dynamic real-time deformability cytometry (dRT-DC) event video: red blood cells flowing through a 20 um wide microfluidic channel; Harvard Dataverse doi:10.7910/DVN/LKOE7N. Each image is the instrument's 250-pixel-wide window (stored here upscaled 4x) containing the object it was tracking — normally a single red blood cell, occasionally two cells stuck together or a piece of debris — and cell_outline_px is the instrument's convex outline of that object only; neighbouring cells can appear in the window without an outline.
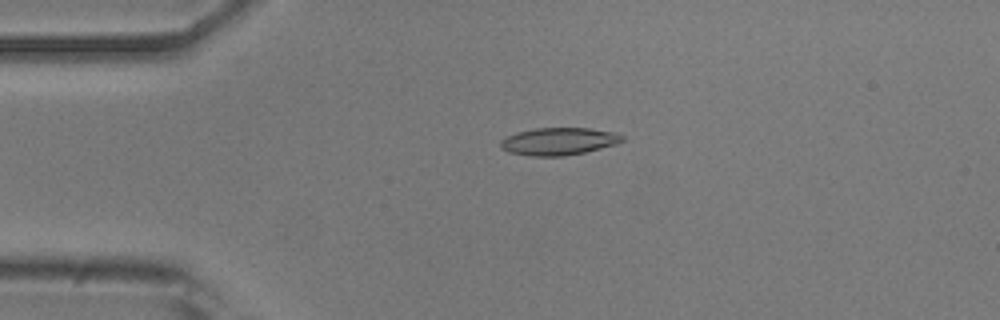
{"species": "common noctule bat (a hibernating species)", "species_latin": "Nyctalus noctula", "temperature_condition": "room temperature", "stored_images_in_passage": 3, "camera_frame_rate_fps": 3000, "um_per_image_px": 0.085, "animal": {"sex": "male", "body_mass_g": 20.5, "forearm_length_mm": 52.5}, "frame": {"image": 1, "passage_image": 1, "time_ms": 0.0, "image_size_px": [1000, 320], "cell_outline_px": [[624, 140], [616, 144], [584, 152], [564, 156], [528, 156], [508, 152], [500, 148], [500, 140], [504, 136], [516, 132], [536, 128], [588, 128], [612, 132], [624, 136]], "centroid_in_image_um": [47.42, 12.02], "position_along_channel_um": 37.6, "area_um2": 19.54}}